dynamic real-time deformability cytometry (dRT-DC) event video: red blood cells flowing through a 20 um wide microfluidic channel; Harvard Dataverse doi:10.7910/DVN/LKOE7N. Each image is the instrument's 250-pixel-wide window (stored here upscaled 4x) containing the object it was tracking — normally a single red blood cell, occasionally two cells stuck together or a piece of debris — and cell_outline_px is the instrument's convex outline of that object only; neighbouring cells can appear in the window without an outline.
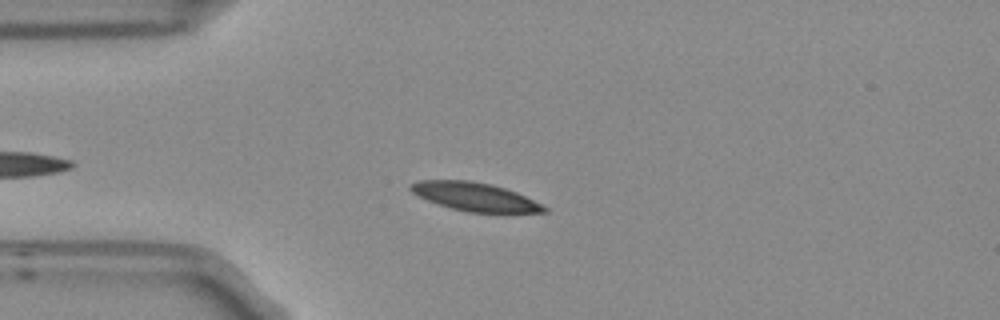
{"species": "Egyptian fruit bat (a non-hibernating species)", "species_latin": "Rousettus aegyptiacus", "temperature_condition": "room temperature", "stored_images_in_passage": 7, "camera_frame_rate_fps": 3000, "um_per_image_px": 0.085, "frame": {"image": 1, "passage_image": 4, "time_ms": 1.0, "image_size_px": [1000, 320], "cell_outline_px": [[548, 212], [468, 212], [452, 208], [428, 200], [412, 192], [408, 188], [408, 184], [416, 180], [468, 180], [492, 184], [516, 192], [548, 208]], "centroid_in_image_um": [40.32, 16.7], "position_along_channel_um": 44.7, "area_um2": 21.79}}